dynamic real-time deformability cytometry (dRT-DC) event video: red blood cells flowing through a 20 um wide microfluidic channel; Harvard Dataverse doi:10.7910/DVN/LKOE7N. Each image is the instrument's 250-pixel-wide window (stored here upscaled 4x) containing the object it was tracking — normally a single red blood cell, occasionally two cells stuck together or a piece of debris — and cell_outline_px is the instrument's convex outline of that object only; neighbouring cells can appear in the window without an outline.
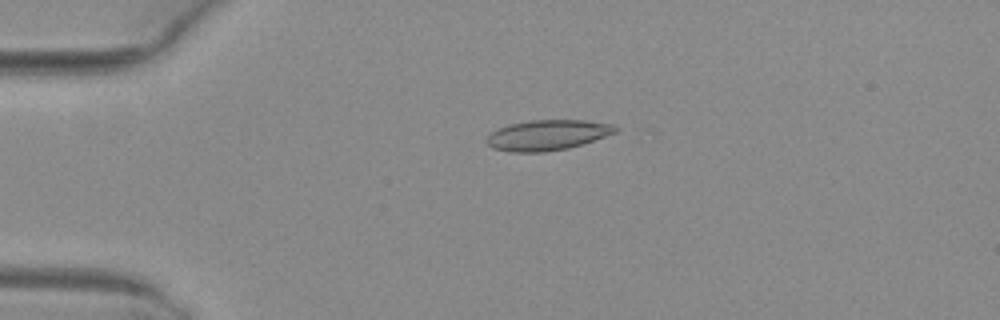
{"species": "common noctule bat (a hibernating species)", "species_latin": "Nyctalus noctula", "temperature_condition": "warm", "stored_images_in_passage": 3, "camera_frame_rate_fps": 3000, "um_per_image_px": 0.085, "animal": {"sex": "female", "body_mass_g": 29.2, "forearm_length_mm": 56.3}, "frame": {"image": 1, "passage_image": 2, "time_ms": 0.333, "image_size_px": [1000, 320], "cell_outline_px": [[620, 128], [616, 132], [568, 148], [544, 152], [512, 152], [492, 148], [484, 140], [492, 132], [508, 124], [528, 120], [584, 120], [612, 124]], "centroid_in_image_um": [46.5, 11.47], "position_along_channel_um": 38.5, "area_um2": 22.66}}